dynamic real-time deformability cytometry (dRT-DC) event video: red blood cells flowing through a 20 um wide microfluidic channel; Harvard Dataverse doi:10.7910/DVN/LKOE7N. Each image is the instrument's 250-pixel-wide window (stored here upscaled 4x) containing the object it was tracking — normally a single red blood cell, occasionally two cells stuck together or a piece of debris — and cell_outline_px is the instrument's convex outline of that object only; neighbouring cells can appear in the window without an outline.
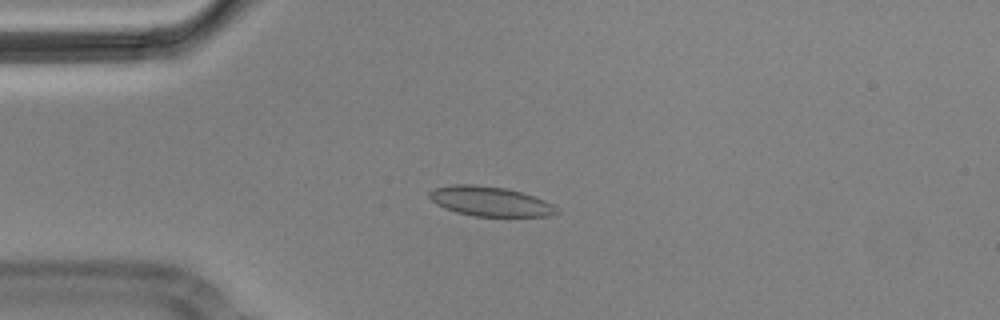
{"species": "Egyptian fruit bat (a non-hibernating species)", "species_latin": "Rousettus aegyptiacus", "temperature_condition": "cold", "stored_images_in_passage": 8, "camera_frame_rate_fps": 3000, "um_per_image_px": 0.085, "animal": {"sex": "male"}, "frame": {"image": 1, "passage_image": 3, "time_ms": 0.667, "image_size_px": [1000, 320], "cell_outline_px": [[560, 212], [548, 216], [472, 216], [456, 212], [444, 208], [436, 204], [428, 196], [428, 192], [436, 188], [452, 184], [472, 184], [504, 188], [520, 192], [544, 200], [552, 204]], "centroid_in_image_um": [41.62, 17.12], "position_along_channel_um": 43.4, "area_um2": 21.85}}